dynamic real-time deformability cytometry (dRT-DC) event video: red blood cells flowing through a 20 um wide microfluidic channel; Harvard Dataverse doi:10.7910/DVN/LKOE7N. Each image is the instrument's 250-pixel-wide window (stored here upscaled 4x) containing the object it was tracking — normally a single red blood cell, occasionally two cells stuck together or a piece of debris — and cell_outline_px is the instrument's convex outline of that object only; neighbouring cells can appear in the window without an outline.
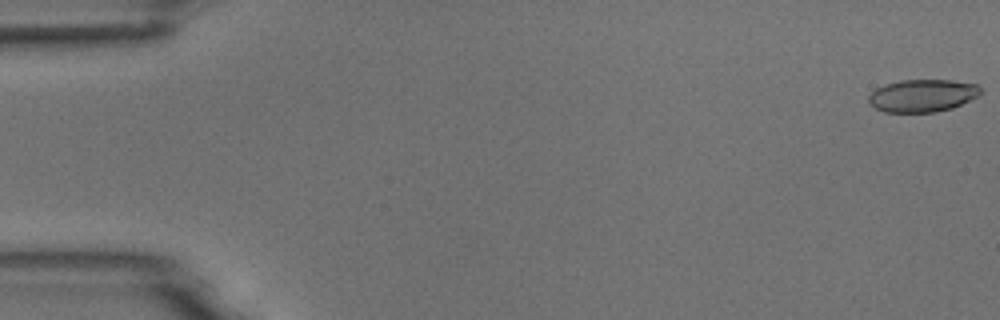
{"species": "common noctule bat (a hibernating species)", "species_latin": "Nyctalus noctula", "temperature_condition": "room temperature", "stored_images_in_passage": 5, "camera_frame_rate_fps": 3000, "um_per_image_px": 0.085, "animal": {"sex": "male", "body_mass_g": 18.8}, "frame": {"image": 1, "passage_image": 1, "time_ms": 0.0, "image_size_px": [1000, 320], "cell_outline_px": [[980, 96], [952, 108], [936, 112], [884, 112], [868, 104], [868, 96], [876, 88], [900, 80], [952, 80], [976, 84], [980, 88]], "centroid_in_image_um": [78.41, 8.13], "position_along_channel_um": 6.6, "area_um2": 21.27}}
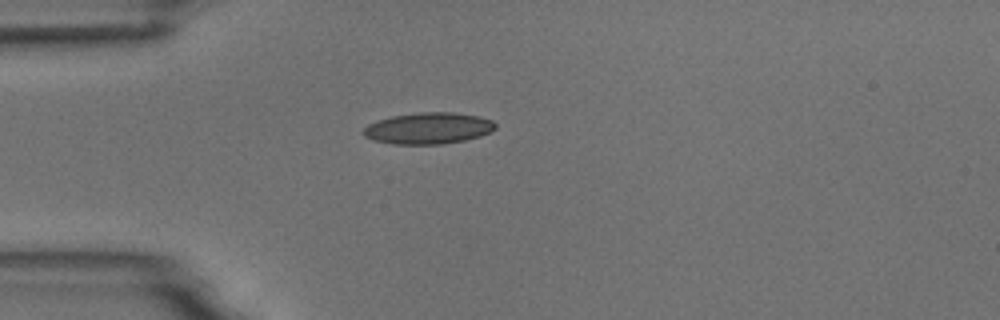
{"frame": {"image": 2, "passage_image": 5, "time_ms": 4.667, "image_size_px": [1000, 320], "cell_outline_px": [[496, 128], [480, 136], [464, 140], [440, 144], [392, 144], [372, 140], [364, 136], [360, 132], [368, 124], [392, 116], [420, 112], [452, 112], [480, 116], [492, 120], [496, 124]], "centroid_in_image_um": [36.39, 10.9], "position_along_channel_um": 48.6, "area_um2": 24.16}}